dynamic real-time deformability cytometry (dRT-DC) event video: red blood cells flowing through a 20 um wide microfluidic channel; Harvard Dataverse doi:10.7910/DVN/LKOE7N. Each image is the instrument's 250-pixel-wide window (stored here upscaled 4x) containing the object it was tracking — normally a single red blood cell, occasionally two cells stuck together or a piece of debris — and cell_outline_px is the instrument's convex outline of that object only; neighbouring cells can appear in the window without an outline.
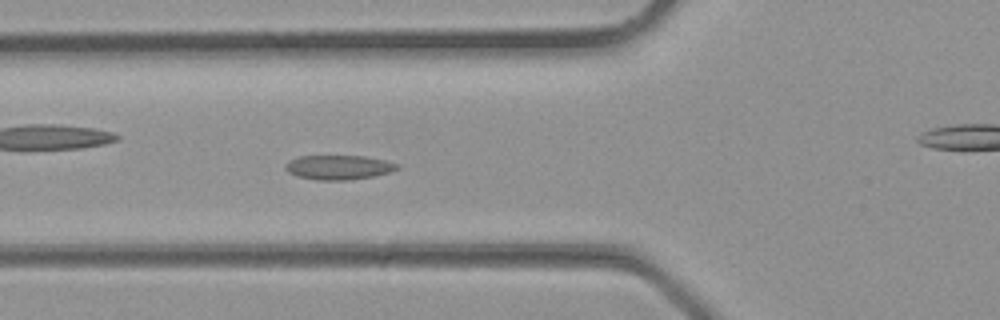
{"species": "common noctule bat (a hibernating species)", "species_latin": "Nyctalus noctula", "temperature_condition": "room temperature", "stored_images_in_passage": 29, "camera_frame_rate_fps": 3000, "um_per_image_px": 0.085, "animal": {"sex": "male", "body_mass_g": 23.1, "forearm_length_mm": 52.7}, "frame": {"image": 1, "passage_image": 7, "time_ms": 2.0, "image_size_px": [1000, 320], "cell_outline_px": [[400, 168], [388, 172], [372, 176], [348, 180], [316, 180], [296, 176], [288, 172], [284, 168], [284, 164], [288, 160], [300, 156], [364, 156], [384, 160], [400, 164]], "centroid_in_image_um": [28.74, 14.22], "position_along_channel_um": 97.1, "area_um2": 15.95}}
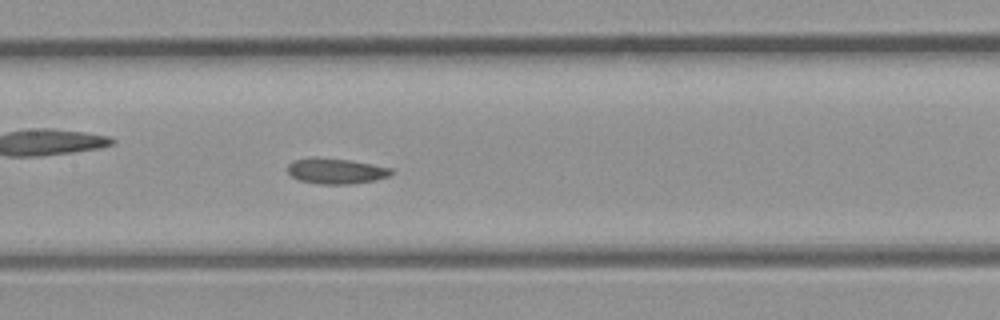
{"frame": {"image": 2, "passage_image": 11, "time_ms": 3.333, "image_size_px": [1000, 320], "cell_outline_px": [[396, 172], [388, 176], [376, 180], [348, 184], [320, 184], [296, 180], [288, 172], [288, 164], [292, 160], [316, 156], [352, 160], [392, 168]], "centroid_in_image_um": [28.55, 14.52], "position_along_channel_um": 178.9, "area_um2": 15.78}}
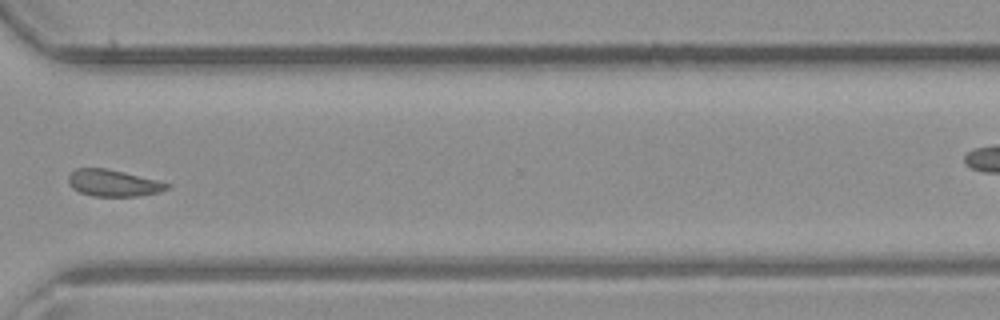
{"frame": {"image": 3, "passage_image": 20, "time_ms": 6.333, "image_size_px": [1000, 320], "cell_outline_px": [[172, 184], [168, 188], [160, 192], [136, 196], [92, 196], [80, 192], [72, 188], [68, 184], [68, 176], [76, 168], [108, 168]], "centroid_in_image_um": [9.61, 15.56], "position_along_channel_um": 361.0, "area_um2": 15.32}}